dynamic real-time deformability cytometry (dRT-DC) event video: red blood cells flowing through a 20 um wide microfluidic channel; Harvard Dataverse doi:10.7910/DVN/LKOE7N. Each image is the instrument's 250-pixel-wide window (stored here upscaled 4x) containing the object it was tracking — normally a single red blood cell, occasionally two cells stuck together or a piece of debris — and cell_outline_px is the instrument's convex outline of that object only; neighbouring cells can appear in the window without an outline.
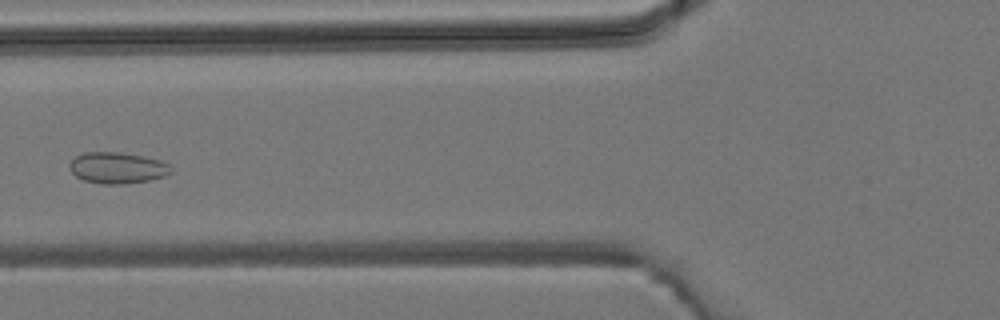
{"species": "common noctule bat (a hibernating species)", "species_latin": "Nyctalus noctula", "temperature_condition": "room temperature", "stored_images_in_passage": 4, "camera_frame_rate_fps": 3000, "um_per_image_px": 0.085, "animal": {"sex": "male", "body_mass_g": 19.2, "forearm_length_mm": 51.8}, "frame": {"image": 1, "passage_image": 4, "time_ms": 4.333, "image_size_px": [1000, 320], "cell_outline_px": [[172, 172], [164, 176], [148, 180], [124, 184], [104, 184], [84, 180], [76, 176], [68, 168], [68, 164], [76, 156], [84, 152], [120, 152], [144, 156], [160, 160], [168, 164], [172, 168]], "centroid_in_image_um": [9.96, 14.26], "position_along_channel_um": 115.8, "area_um2": 18.5}}